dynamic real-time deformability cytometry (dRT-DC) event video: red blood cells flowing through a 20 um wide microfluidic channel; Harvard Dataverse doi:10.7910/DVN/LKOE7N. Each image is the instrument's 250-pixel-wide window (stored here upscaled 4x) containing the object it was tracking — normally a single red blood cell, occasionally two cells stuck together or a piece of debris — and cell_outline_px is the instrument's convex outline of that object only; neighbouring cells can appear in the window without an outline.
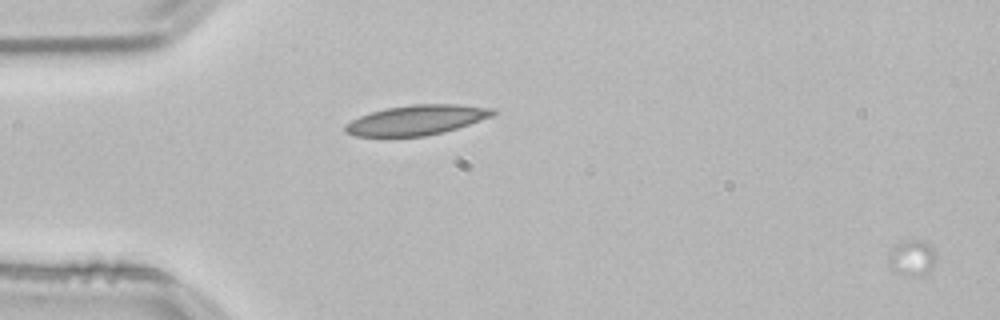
{"species": "common noctule bat (a hibernating species)", "species_latin": "Nyctalus noctula", "temperature_condition": "room temperature", "stored_images_in_passage": 11, "camera_frame_rate_fps": 3000, "um_per_image_px": 0.085, "animal": {"sex": "male", "body_mass_g": 21.5, "forearm_length_mm": 52.0}, "frame": {"image": 1, "passage_image": 2, "time_ms": 0.333, "image_size_px": [1000, 320], "cell_outline_px": [[936, 260], [932, 268], [920, 276], [908, 276], [892, 268], [888, 264], [888, 256], [892, 248], [900, 240], [928, 240], [932, 244], [936, 252]], "centroid_in_image_um": [77.57, 21.86], "position_along_channel_um": 7.4, "area_um2": 10.17}}